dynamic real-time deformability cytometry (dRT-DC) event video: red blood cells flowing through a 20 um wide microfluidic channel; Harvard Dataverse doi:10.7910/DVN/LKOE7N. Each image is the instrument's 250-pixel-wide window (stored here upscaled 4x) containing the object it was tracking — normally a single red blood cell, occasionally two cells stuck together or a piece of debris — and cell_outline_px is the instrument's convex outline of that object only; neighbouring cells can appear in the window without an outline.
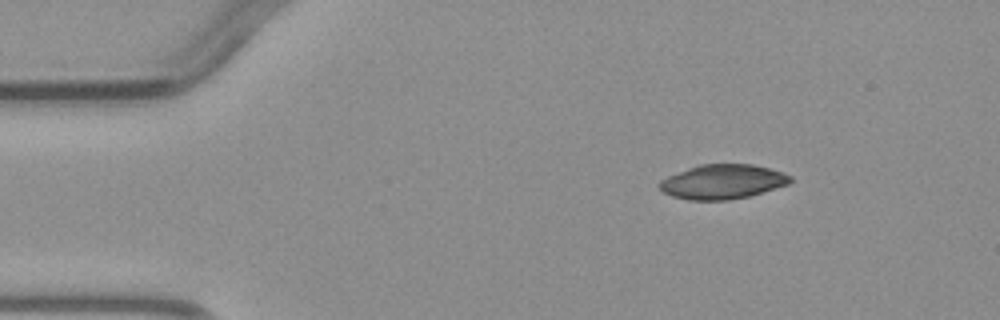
{"species": "common noctule bat (a hibernating species)", "species_latin": "Nyctalus noctula", "temperature_condition": "warm", "stored_images_in_passage": 3, "camera_frame_rate_fps": 3000, "um_per_image_px": 0.085, "animal": {"sex": "male", "body_mass_g": 23.1, "forearm_length_mm": 52.7}, "frame": {"image": 1, "passage_image": 1, "time_ms": 0.0, "image_size_px": [1000, 320], "cell_outline_px": [[792, 180], [788, 184], [748, 196], [728, 200], [688, 200], [672, 196], [664, 192], [660, 188], [660, 180], [668, 176], [688, 168], [700, 164], [752, 164], [784, 172], [792, 176]], "centroid_in_image_um": [61.43, 15.44], "position_along_channel_um": 23.6, "area_um2": 26.13}}